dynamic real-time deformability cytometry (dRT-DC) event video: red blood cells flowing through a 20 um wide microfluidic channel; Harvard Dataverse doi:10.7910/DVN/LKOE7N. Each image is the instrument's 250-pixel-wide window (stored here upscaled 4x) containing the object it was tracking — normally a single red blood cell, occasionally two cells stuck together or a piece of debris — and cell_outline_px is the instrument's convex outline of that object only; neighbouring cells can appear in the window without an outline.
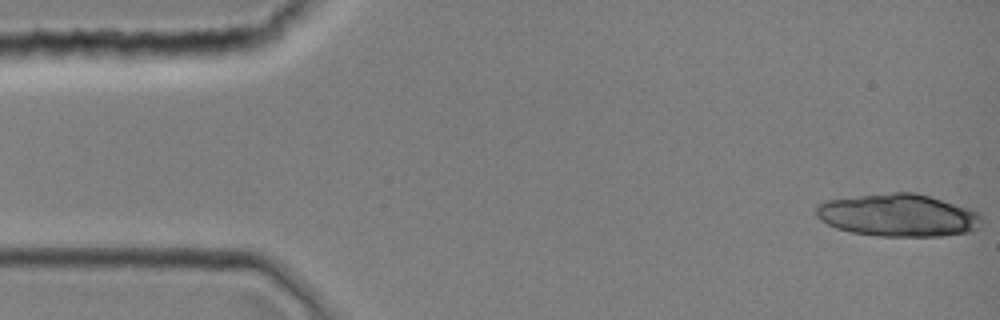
{"species": "common noctule bat (a hibernating species)", "species_latin": "Nyctalus noctula", "temperature_condition": "room temperature", "stored_images_in_passage": 11, "camera_frame_rate_fps": 3000, "um_per_image_px": 0.085, "animal": {"sex": "female", "body_mass_g": 19.0, "forearm_length_mm": 51.5}, "frame": {"image": 1, "passage_image": 1, "time_ms": 0.0, "image_size_px": [1000, 320], "cell_outline_px": [[984, 220], [980, 228], [968, 232], [940, 236], [880, 236], [852, 232], [836, 228], [820, 220], [816, 216], [816, 208], [824, 200], [892, 192], [916, 192], [972, 208], [980, 212]], "centroid_in_image_um": [76.42, 18.29], "position_along_channel_um": 8.6, "area_um2": 41.5}}